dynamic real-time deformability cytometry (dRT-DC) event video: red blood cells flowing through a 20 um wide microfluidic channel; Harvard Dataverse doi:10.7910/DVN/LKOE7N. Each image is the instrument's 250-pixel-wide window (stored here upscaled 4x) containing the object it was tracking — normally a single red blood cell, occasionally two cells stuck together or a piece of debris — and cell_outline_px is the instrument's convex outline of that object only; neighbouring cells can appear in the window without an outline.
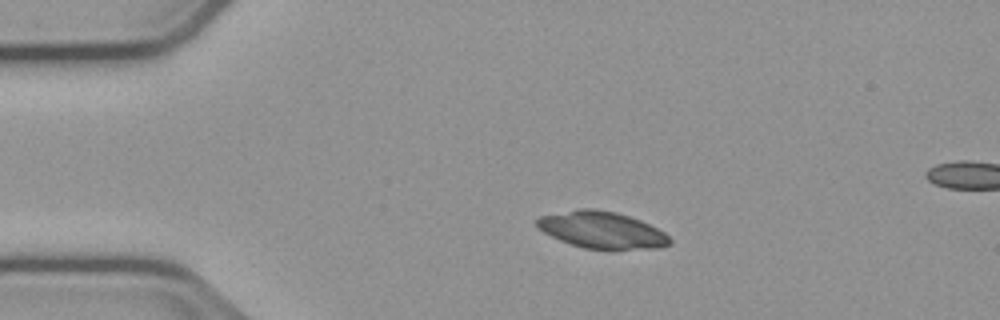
{"species": "common noctule bat (a hibernating species)", "species_latin": "Nyctalus noctula", "temperature_condition": "cold", "stored_images_in_passage": 46, "camera_frame_rate_fps": 3000, "um_per_image_px": 0.085, "animal": {"sex": "male", "body_mass_g": 23.1, "forearm_length_mm": 52.7}, "frame": {"image": 1, "passage_image": 1, "time_ms": 0.0, "image_size_px": [1000, 320], "cell_outline_px": [[672, 240], [668, 244], [660, 248], [612, 252], [584, 248], [560, 240], [536, 228], [536, 220], [540, 216], [580, 208], [596, 208], [616, 212], [640, 220], [664, 232]], "centroid_in_image_um": [51.18, 19.58], "position_along_channel_um": 33.8, "area_um2": 29.13}}
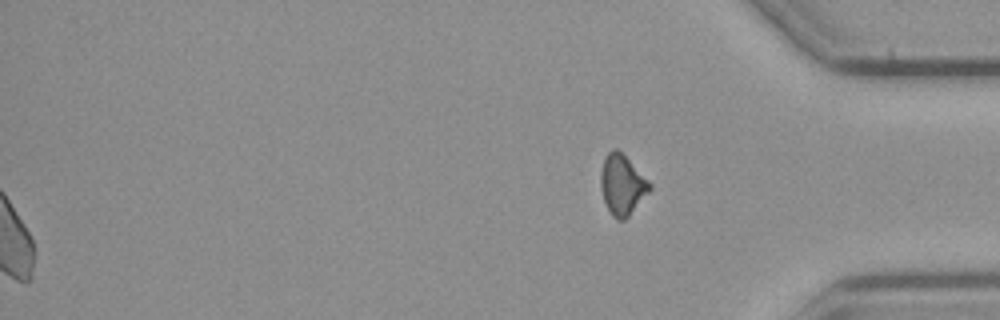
{"frame": {"image": 2, "passage_image": 46, "time_ms": 15.0, "image_size_px": [1000, 320], "cell_outline_px": [[652, 188], [628, 216], [624, 220], [616, 220], [612, 216], [604, 200], [600, 188], [600, 172], [604, 156], [612, 148], [616, 148], [652, 184]], "centroid_in_image_um": [52.85, 15.7], "position_along_channel_um": 382.3, "area_um2": 16.99}}